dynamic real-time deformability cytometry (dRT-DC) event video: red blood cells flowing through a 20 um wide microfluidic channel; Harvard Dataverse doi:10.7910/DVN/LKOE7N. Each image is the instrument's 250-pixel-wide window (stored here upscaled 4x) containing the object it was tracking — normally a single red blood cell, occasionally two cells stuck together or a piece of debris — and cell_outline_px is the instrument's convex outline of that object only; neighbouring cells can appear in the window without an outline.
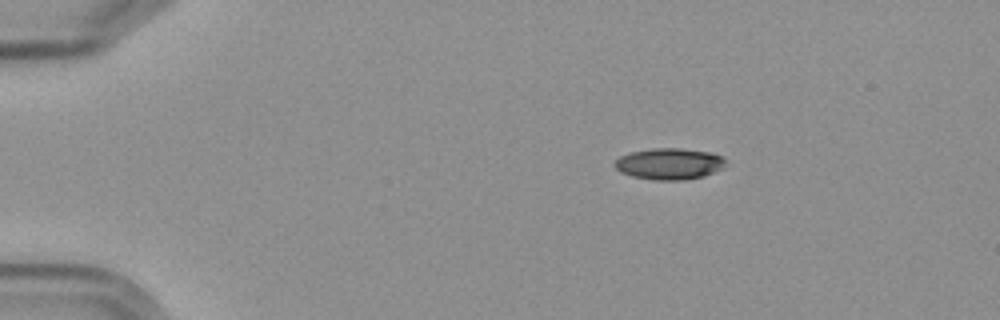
{"species": "Egyptian fruit bat (a non-hibernating species)", "species_latin": "Rousettus aegyptiacus", "temperature_condition": "cold", "stored_images_in_passage": 3, "camera_frame_rate_fps": 3000, "um_per_image_px": 0.085, "frame": {"image": 1, "passage_image": 1, "time_ms": 0.0, "image_size_px": [1000, 320], "cell_outline_px": [[724, 168], [716, 172], [704, 176], [680, 180], [656, 180], [632, 176], [620, 172], [616, 168], [616, 160], [620, 156], [632, 152], [652, 148], [680, 148], [708, 152], [720, 156], [724, 160]], "centroid_in_image_um": [56.89, 13.93], "position_along_channel_um": 28.1, "area_um2": 20.06}}